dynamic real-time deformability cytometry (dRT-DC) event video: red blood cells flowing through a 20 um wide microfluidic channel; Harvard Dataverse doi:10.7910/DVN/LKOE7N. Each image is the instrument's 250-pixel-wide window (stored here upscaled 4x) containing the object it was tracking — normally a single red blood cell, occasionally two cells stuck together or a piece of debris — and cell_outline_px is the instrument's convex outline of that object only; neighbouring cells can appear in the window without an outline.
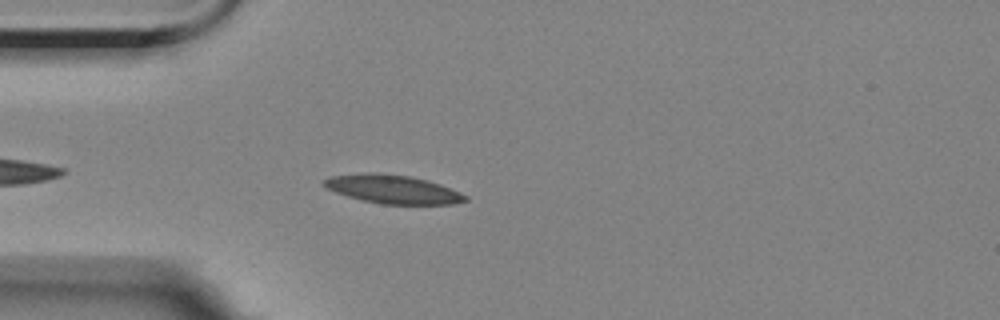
{"species": "Egyptian fruit bat (a non-hibernating species)", "species_latin": "Rousettus aegyptiacus", "temperature_condition": "room temperature", "stored_images_in_passage": 20, "camera_frame_rate_fps": 3000, "um_per_image_px": 0.085, "animal": {"sex": "female"}, "frame": {"image": 1, "passage_image": 5, "time_ms": 1.333, "image_size_px": [1000, 320], "cell_outline_px": [[468, 200], [452, 204], [380, 204], [360, 200], [324, 188], [320, 184], [324, 180], [332, 176], [368, 172], [380, 172], [408, 176], [428, 180], [440, 184], [460, 192], [468, 196]], "centroid_in_image_um": [33.36, 16.08], "position_along_channel_um": 51.6, "area_um2": 23.7}}
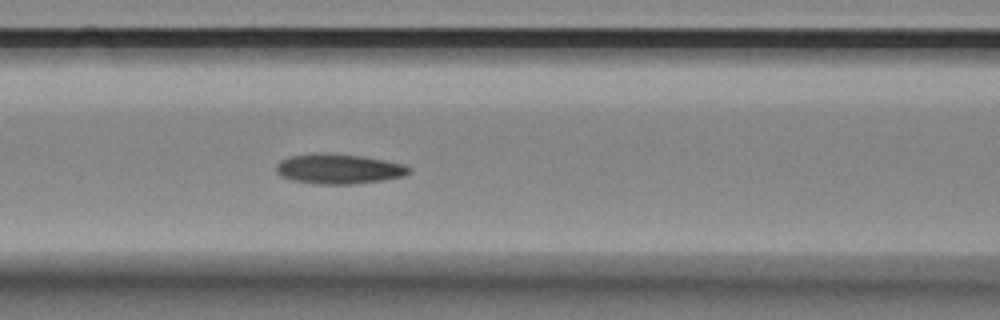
{"frame": {"image": 2, "passage_image": 13, "time_ms": 4.0, "image_size_px": [1000, 320], "cell_outline_px": [[412, 168], [404, 176], [380, 180], [352, 184], [316, 184], [292, 180], [280, 176], [276, 172], [276, 164], [280, 160], [288, 156], [312, 152], [320, 152], [360, 156], [384, 160], [404, 164]], "centroid_in_image_um": [28.72, 14.34], "position_along_channel_um": 137.9, "area_um2": 23.29}}
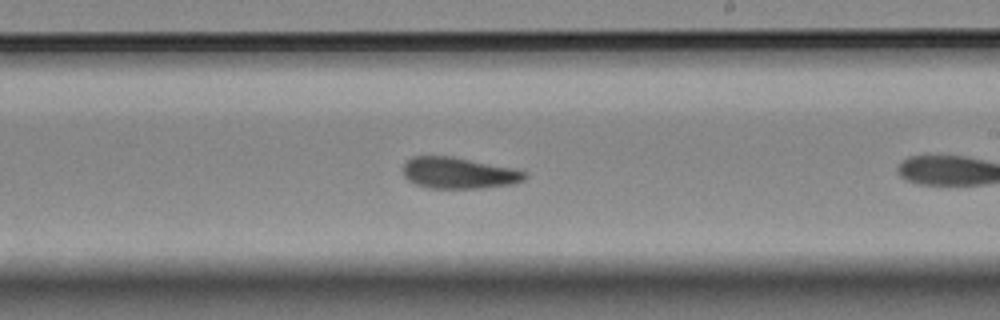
{"frame": {"image": 3, "passage_image": 19, "time_ms": 6.0, "image_size_px": [1000, 320], "cell_outline_px": [[528, 176], [524, 180], [516, 184], [480, 188], [428, 188], [416, 184], [408, 180], [404, 176], [404, 164], [412, 156], [452, 156], [508, 168], [524, 172]], "centroid_in_image_um": [38.96, 14.72], "position_along_channel_um": 250.0, "area_um2": 21.91}}